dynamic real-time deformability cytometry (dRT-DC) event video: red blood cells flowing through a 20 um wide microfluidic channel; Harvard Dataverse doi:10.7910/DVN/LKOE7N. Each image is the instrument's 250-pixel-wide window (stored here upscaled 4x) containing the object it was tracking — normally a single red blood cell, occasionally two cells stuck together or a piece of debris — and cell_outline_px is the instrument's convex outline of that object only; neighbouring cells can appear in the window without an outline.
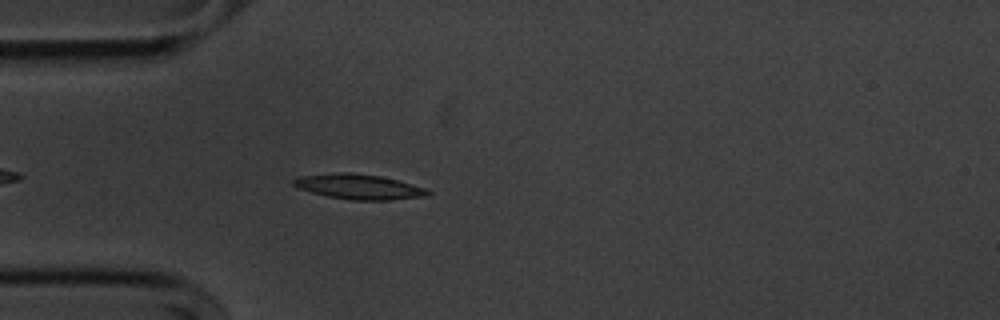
{"species": "common noctule bat (a hibernating species)", "species_latin": "Nyctalus noctula", "temperature_condition": "cold", "stored_images_in_passage": 44, "camera_frame_rate_fps": 3000, "um_per_image_px": 0.085, "animal": {"sex": "male", "body_mass_g": 20.1, "forearm_length_mm": 53.5}, "frame": {"image": 1, "passage_image": 5, "time_ms": 1.333, "image_size_px": [1000, 320], "cell_outline_px": [[432, 192], [428, 196], [392, 200], [352, 200], [328, 196], [312, 192], [300, 188], [292, 184], [292, 180], [300, 176], [336, 172], [348, 172], [380, 176], [396, 180], [424, 188]], "centroid_in_image_um": [30.5, 15.87], "position_along_channel_um": 54.5, "area_um2": 19.42}}
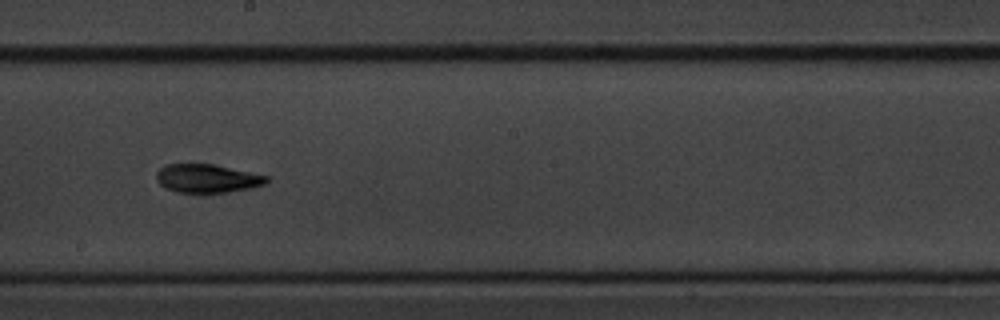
{"frame": {"image": 2, "passage_image": 20, "time_ms": 6.333, "image_size_px": [1000, 320], "cell_outline_px": [[272, 180], [264, 184], [252, 188], [228, 192], [176, 192], [164, 188], [156, 180], [156, 172], [164, 164], [212, 164], [268, 176]], "centroid_in_image_um": [17.6, 15.17], "position_along_channel_um": 230.6, "area_um2": 18.32}}
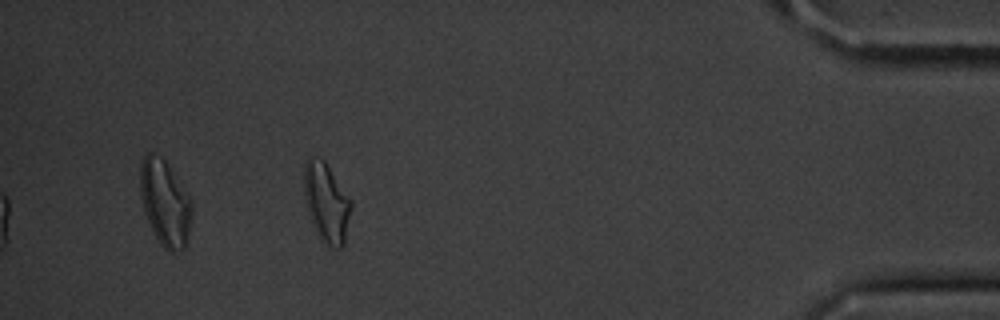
{"frame": {"image": 3, "passage_image": 39, "time_ms": 12.667, "image_size_px": [1000, 320], "cell_outline_px": [[352, 208], [344, 244], [340, 248], [336, 248], [324, 244], [320, 240], [308, 216], [304, 200], [304, 160], [312, 156], [320, 156], [324, 160], [352, 200]], "centroid_in_image_um": [27.73, 17.21], "position_along_channel_um": 407.5, "area_um2": 22.31}, "authors_computed_cell_mechanics": {"area_um2": 18.3804, "velocity_mm_per_s": 3.6231, "shape_relaxation_time_tau1_ms": 5.6659, "shape_relaxation_time_tau2_ms": 9.5372, "deformation_change_tau1": 0.1553, "deformation_change_tau2": 0.1981}}